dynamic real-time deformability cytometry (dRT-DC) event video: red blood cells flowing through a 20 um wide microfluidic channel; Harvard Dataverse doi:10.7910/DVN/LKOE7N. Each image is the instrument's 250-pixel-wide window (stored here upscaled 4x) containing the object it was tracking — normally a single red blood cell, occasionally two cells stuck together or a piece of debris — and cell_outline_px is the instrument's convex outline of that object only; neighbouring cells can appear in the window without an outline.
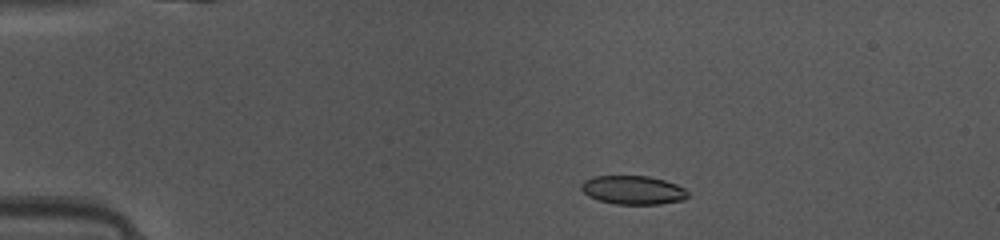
{"species": "common noctule bat (a hibernating species)", "species_latin": "Nyctalus noctula", "temperature_condition": "warm", "stored_images_in_passage": 40, "camera_frame_rate_fps": 3000, "um_per_image_px": 0.085, "animal": {"sex": "female", "body_mass_g": 10.0, "forearm_length_mm": 53.1}, "frame": {"image": 1, "passage_image": 1, "time_ms": 0.0, "image_size_px": [1000, 240], "cell_outline_px": [[688, 196], [684, 200], [660, 204], [616, 204], [596, 200], [588, 196], [580, 188], [580, 184], [584, 180], [592, 176], [648, 176], [664, 180], [676, 184], [684, 188], [688, 192]], "centroid_in_image_um": [53.78, 16.15], "position_along_channel_um": 31.2, "area_um2": 17.98}}
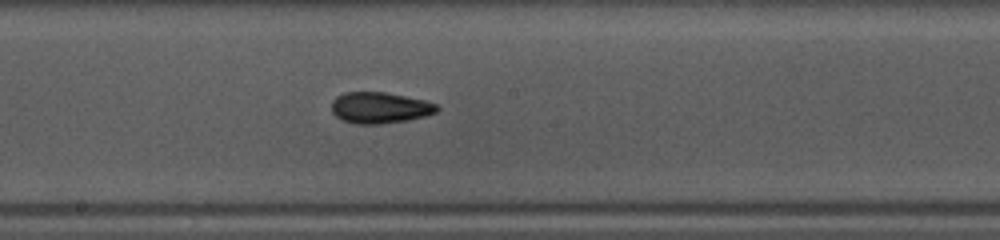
{"frame": {"image": 2, "passage_image": 18, "time_ms": 5.667, "image_size_px": [1000, 240], "cell_outline_px": [[440, 108], [436, 112], [424, 116], [408, 120], [380, 124], [356, 124], [340, 120], [332, 112], [332, 100], [336, 96], [344, 92], [384, 92], [424, 100], [436, 104]], "centroid_in_image_um": [32.25, 9.16], "position_along_channel_um": 216.0, "area_um2": 19.19}}
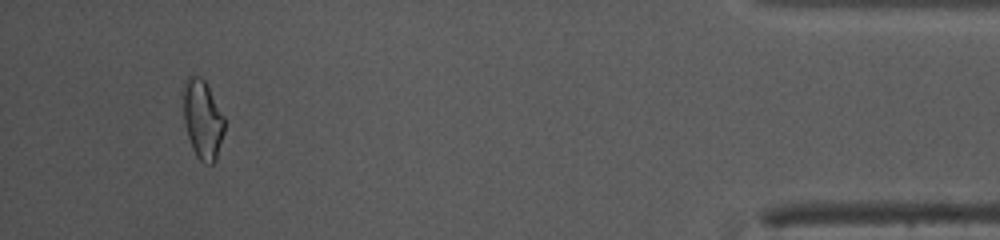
{"frame": {"image": 3, "passage_image": 37, "time_ms": 12.0, "image_size_px": [1000, 240], "cell_outline_px": [[224, 132], [216, 160], [212, 164], [204, 164], [196, 156], [192, 148], [184, 124], [180, 88], [184, 80], [188, 76], [200, 76], [204, 80], [224, 116]], "centroid_in_image_um": [17.17, 10.12], "position_along_channel_um": 418.0, "area_um2": 19.48}, "authors_computed_cell_mechanics": {"area_um2": 18.6116, "velocity_mm_per_s": 4.1626, "shape_relaxation_time_tau1_ms": 5.874, "shape_relaxation_time_tau2_ms": 8.8839, "deformation_change_tau1": 0.1393, "deformation_change_tau2": 0.0838}}